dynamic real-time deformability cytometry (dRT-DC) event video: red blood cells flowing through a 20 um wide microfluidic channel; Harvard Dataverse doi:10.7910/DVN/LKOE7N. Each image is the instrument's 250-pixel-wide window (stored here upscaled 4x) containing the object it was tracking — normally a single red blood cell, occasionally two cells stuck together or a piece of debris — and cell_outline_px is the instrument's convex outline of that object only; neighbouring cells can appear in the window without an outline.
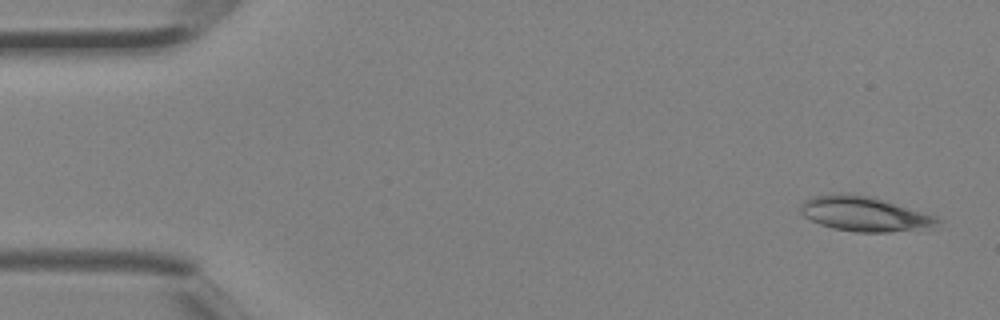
{"species": "Egyptian fruit bat (a non-hibernating species)", "species_latin": "Rousettus aegyptiacus", "temperature_condition": "room temperature", "stored_images_in_passage": 3, "camera_frame_rate_fps": 3000, "um_per_image_px": 0.085, "animal": {"sex": "female"}, "frame": {"image": 1, "passage_image": 1, "time_ms": 0.0, "image_size_px": [1000, 320], "cell_outline_px": [[944, 228], [888, 232], [856, 232], [832, 228], [820, 224], [804, 216], [800, 212], [800, 204], [804, 200], [812, 196], [868, 196], [936, 216], [944, 220]], "centroid_in_image_um": [73.63, 18.26], "position_along_channel_um": 11.4, "area_um2": 27.4}}